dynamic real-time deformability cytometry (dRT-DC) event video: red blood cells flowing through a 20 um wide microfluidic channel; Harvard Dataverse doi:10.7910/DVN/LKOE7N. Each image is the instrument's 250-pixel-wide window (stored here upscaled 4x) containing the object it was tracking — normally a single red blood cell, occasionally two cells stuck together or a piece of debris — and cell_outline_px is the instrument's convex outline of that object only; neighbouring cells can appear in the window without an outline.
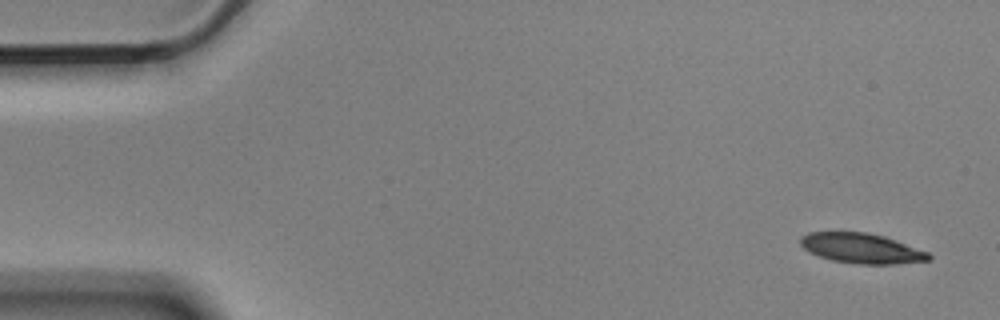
{"species": "Egyptian fruit bat (a non-hibernating species)", "species_latin": "Rousettus aegyptiacus", "temperature_condition": "cold", "stored_images_in_passage": 7, "camera_frame_rate_fps": 3000, "um_per_image_px": 0.085, "animal": {"sex": "male"}, "frame": {"image": 1, "passage_image": 1, "time_ms": 0.0, "image_size_px": [1000, 320], "cell_outline_px": [[932, 260], [892, 264], [860, 264], [832, 260], [808, 252], [800, 244], [800, 236], [808, 232], [868, 232], [884, 236], [928, 252], [932, 256]], "centroid_in_image_um": [73.22, 21.1], "position_along_channel_um": 11.8, "area_um2": 22.43}}
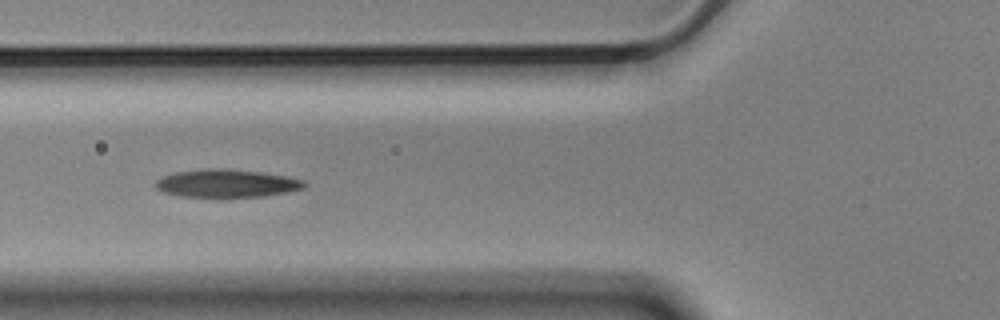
{"frame": {"image": 2, "passage_image": 6, "time_ms": 1.667, "image_size_px": [1000, 320], "cell_outline_px": [[308, 184], [304, 188], [288, 192], [264, 196], [180, 196], [164, 192], [156, 188], [156, 180], [164, 176], [176, 172], [208, 168], [220, 168], [260, 172], [284, 176], [304, 180]], "centroid_in_image_um": [19.29, 15.58], "position_along_channel_um": 106.5, "area_um2": 23.81}}
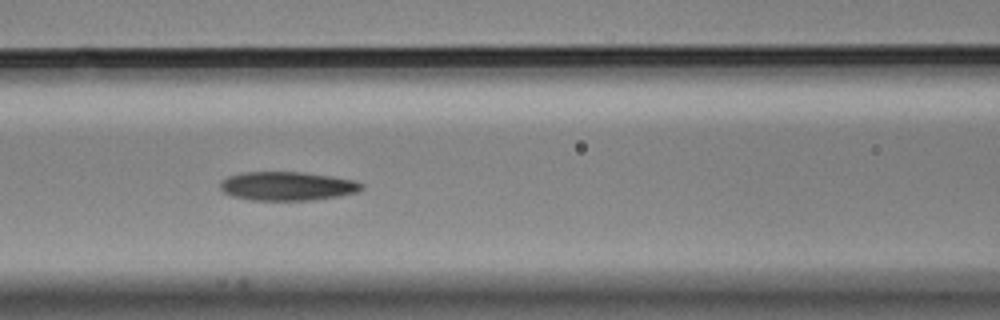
{"frame": {"image": 3, "passage_image": 7, "time_ms": 2.0, "image_size_px": [1000, 320], "cell_outline_px": [[364, 188], [356, 192], [340, 196], [312, 200], [252, 200], [232, 196], [224, 192], [220, 188], [220, 180], [228, 176], [240, 172], [300, 172], [332, 176], [352, 180], [364, 184]], "centroid_in_image_um": [24.4, 15.81], "position_along_channel_um": 142.2, "area_um2": 23.81}}